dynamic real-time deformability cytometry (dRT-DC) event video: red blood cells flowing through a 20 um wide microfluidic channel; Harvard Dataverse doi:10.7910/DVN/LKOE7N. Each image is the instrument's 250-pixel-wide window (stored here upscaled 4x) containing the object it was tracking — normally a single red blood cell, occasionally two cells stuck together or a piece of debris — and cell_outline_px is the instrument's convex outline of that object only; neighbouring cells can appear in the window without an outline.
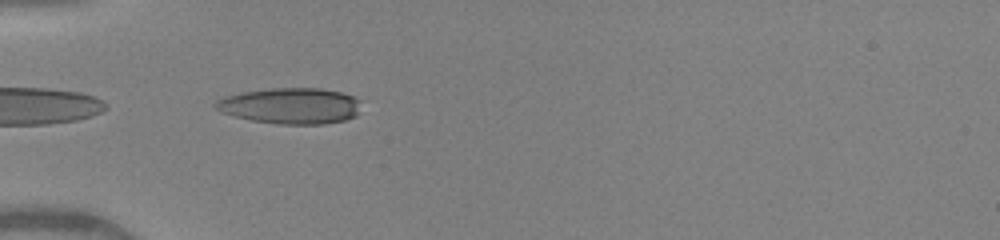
{"species": "human", "species_latin": "Homo sapiens", "temperature_condition": "warm", "stored_images_in_passage": 34, "camera_frame_rate_fps": 3000, "um_per_image_px": 0.085, "donor": {"sex": "female"}, "frame": {"image": 1, "passage_image": 1, "time_ms": 0.0, "image_size_px": [1000, 240], "cell_outline_px": [[360, 100], [356, 116], [344, 120], [324, 124], [280, 124], [252, 120], [220, 112], [212, 104], [216, 100], [224, 96], [240, 92], [272, 88], [320, 88], [340, 92], [352, 96]], "centroid_in_image_um": [24.66, 8.99], "position_along_channel_um": 60.3, "area_um2": 30.52}}
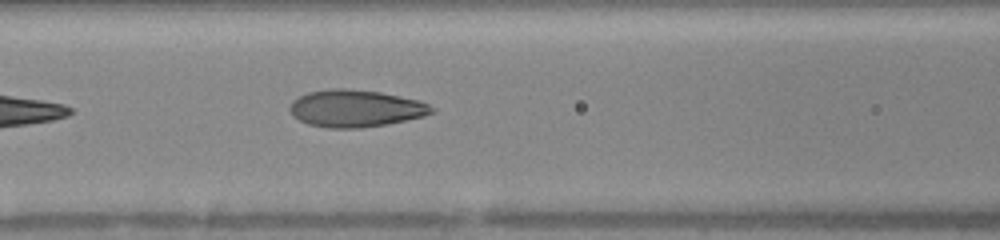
{"frame": {"image": 2, "passage_image": 7, "time_ms": 2.0, "image_size_px": [1000, 240], "cell_outline_px": [[436, 112], [424, 116], [388, 124], [360, 128], [328, 128], [308, 124], [292, 116], [288, 108], [292, 100], [308, 92], [332, 88], [344, 88], [380, 92], [420, 100], [436, 108]], "centroid_in_image_um": [30.23, 9.22], "position_along_channel_um": 136.4, "area_um2": 30.98}}
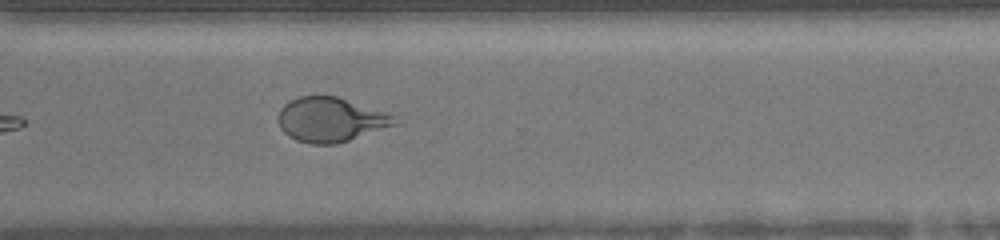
{"frame": {"image": 3, "passage_image": 22, "time_ms": 7.0, "image_size_px": [1000, 240], "cell_outline_px": [[400, 124], [336, 144], [312, 144], [296, 140], [288, 136], [280, 128], [280, 108], [288, 100], [300, 96], [336, 96], [388, 112], [400, 120]], "centroid_in_image_um": [28.16, 10.17], "position_along_channel_um": 342.4, "area_um2": 30.35}, "authors_computed_cell_mechanics": {"area_um2": 30.6918, "velocity_mm_per_s": 4.1299, "shape_relaxation_time_tau1_ms": 7.0652, "shape_relaxation_time_tau2_ms": 0.8942, "deformation_change_tau1": 0.2515, "deformation_change_tau2": 0.0796}}